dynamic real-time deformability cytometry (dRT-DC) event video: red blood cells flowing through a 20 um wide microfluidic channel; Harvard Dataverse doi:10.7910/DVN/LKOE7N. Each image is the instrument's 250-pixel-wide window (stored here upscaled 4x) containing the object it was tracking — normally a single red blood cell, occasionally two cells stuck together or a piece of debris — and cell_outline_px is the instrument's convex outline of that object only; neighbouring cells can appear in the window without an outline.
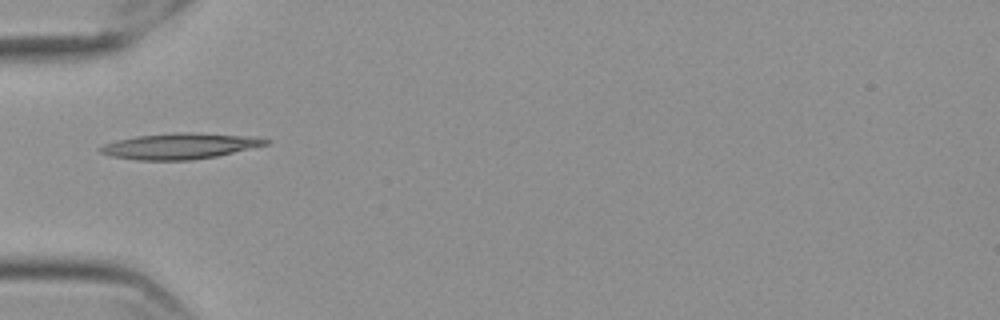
{"species": "Egyptian fruit bat (a non-hibernating species)", "species_latin": "Rousettus aegyptiacus", "temperature_condition": "cold", "stored_images_in_passage": 31, "camera_frame_rate_fps": 3000, "um_per_image_px": 0.085, "frame": {"image": 1, "passage_image": 1, "time_ms": 0.0, "image_size_px": [1000, 320], "cell_outline_px": [[272, 140], [268, 144], [216, 156], [192, 160], [136, 160], [112, 156], [100, 152], [96, 148], [104, 144], [116, 140], [136, 136], [172, 132], [192, 132], [256, 136]], "centroid_in_image_um": [15.29, 12.4], "position_along_channel_um": 69.7, "area_um2": 25.14}}
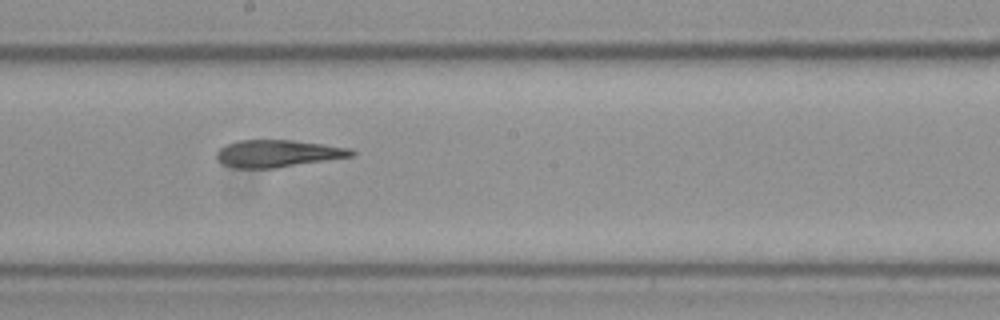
{"frame": {"image": 2, "passage_image": 14, "time_ms": 4.333, "image_size_px": [1000, 320], "cell_outline_px": [[356, 152], [352, 156], [276, 168], [236, 168], [224, 164], [216, 160], [216, 152], [224, 144], [236, 140], [292, 140], [324, 144], [352, 148]], "centroid_in_image_um": [23.58, 13.04], "position_along_channel_um": 224.6, "area_um2": 21.5}}
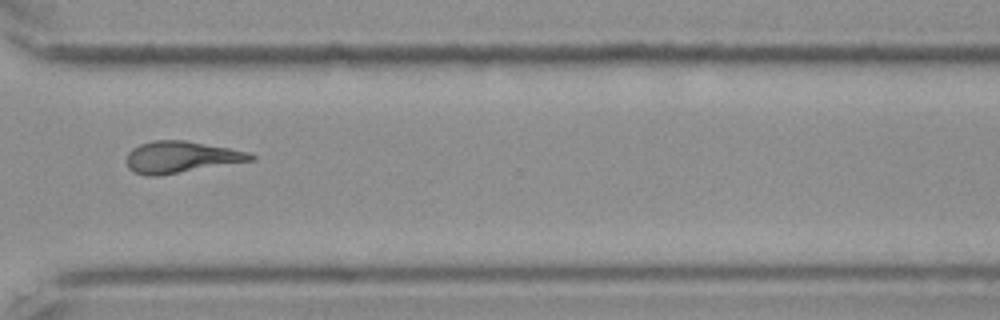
{"frame": {"image": 3, "passage_image": 25, "time_ms": 8.0, "image_size_px": [1000, 320], "cell_outline_px": [[256, 160], [160, 176], [148, 176], [132, 172], [128, 168], [124, 160], [128, 152], [132, 148], [140, 144], [152, 140], [184, 140], [252, 152], [256, 156]], "centroid_in_image_um": [15.38, 13.36], "position_along_channel_um": 355.2, "area_um2": 23.41}, "authors_computed_cell_mechanics": {"area_um2": 21.8484, "velocity_mm_per_s": 3.5661, "shape_relaxation_time_tau1_ms": null, "shape_relaxation_time_tau2_ms": 6.0356, "deformation_change_tau1": null, "deformation_change_tau2": 0.1694}}